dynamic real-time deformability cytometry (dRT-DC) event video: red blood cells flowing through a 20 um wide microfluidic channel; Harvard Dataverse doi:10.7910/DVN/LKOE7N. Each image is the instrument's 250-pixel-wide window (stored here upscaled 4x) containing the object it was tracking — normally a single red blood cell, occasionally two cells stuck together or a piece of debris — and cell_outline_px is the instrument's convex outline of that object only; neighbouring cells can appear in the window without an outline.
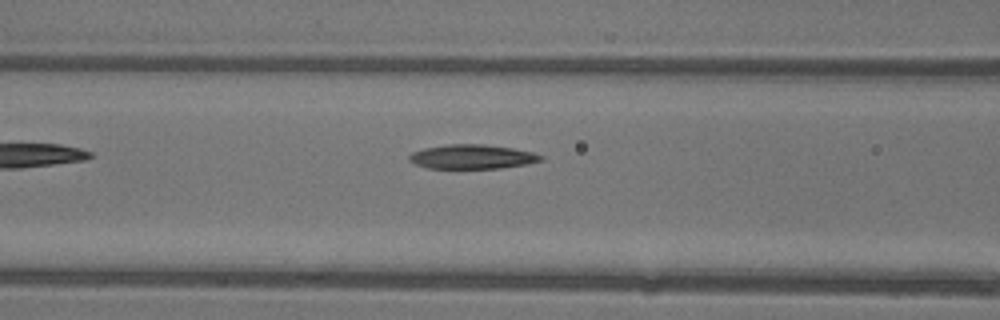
{"species": "common noctule bat (a hibernating species)", "species_latin": "Nyctalus noctula", "temperature_condition": "warm", "stored_images_in_passage": 6, "camera_frame_rate_fps": 3000, "um_per_image_px": 0.085, "animal": {"sex": "female"}, "frame": {"image": 1, "passage_image": 6, "time_ms": 1.667, "image_size_px": [1000, 320], "cell_outline_px": [[544, 160], [524, 164], [500, 168], [428, 168], [416, 164], [408, 160], [408, 156], [412, 152], [424, 148], [448, 144], [484, 144], [512, 148], [532, 152], [544, 156]], "centroid_in_image_um": [40.12, 13.32], "position_along_channel_um": 126.5, "area_um2": 18.55}}